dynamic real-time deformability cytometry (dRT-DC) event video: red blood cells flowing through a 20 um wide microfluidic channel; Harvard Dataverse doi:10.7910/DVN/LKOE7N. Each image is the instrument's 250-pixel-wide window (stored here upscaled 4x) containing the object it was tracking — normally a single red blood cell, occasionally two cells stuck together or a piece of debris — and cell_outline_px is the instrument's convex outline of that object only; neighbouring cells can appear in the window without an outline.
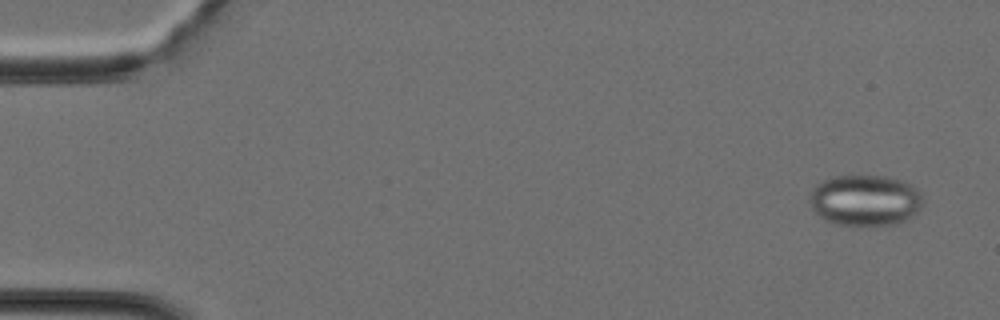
{"species": "Egyptian fruit bat (a non-hibernating species)", "species_latin": "Rousettus aegyptiacus", "temperature_condition": "cold", "stored_images_in_passage": 40, "segment_of_instrument_passage": [1, 2], "camera_frame_rate_fps": 3000, "um_per_image_px": 0.085, "animal": {"sex": "female"}, "frame": {"image": 1, "passage_image": 2, "time_ms": 0.333, "image_size_px": [1000, 320], "cell_outline_px": [[924, 200], [920, 208], [908, 220], [896, 224], [856, 228], [836, 224], [824, 220], [812, 208], [808, 200], [812, 188], [816, 184], [832, 176], [884, 176], [900, 180], [912, 184], [920, 192]], "centroid_in_image_um": [73.53, 17.06], "position_along_channel_um": 11.5, "area_um2": 34.56}}